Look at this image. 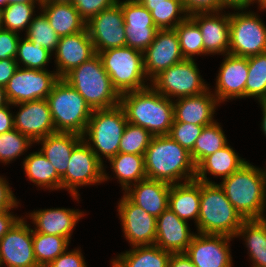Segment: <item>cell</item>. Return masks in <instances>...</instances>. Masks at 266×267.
<instances>
[{"label":"cell","instance_id":"6da1fadb","mask_svg":"<svg viewBox=\"0 0 266 267\" xmlns=\"http://www.w3.org/2000/svg\"><path fill=\"white\" fill-rule=\"evenodd\" d=\"M144 162L149 179L171 185L195 180L196 165L190 152L169 135L153 136L144 153Z\"/></svg>","mask_w":266,"mask_h":267},{"label":"cell","instance_id":"7a4b0ae2","mask_svg":"<svg viewBox=\"0 0 266 267\" xmlns=\"http://www.w3.org/2000/svg\"><path fill=\"white\" fill-rule=\"evenodd\" d=\"M119 105L128 123L145 128L153 136L169 135L174 121L173 100L157 92L151 85L121 94Z\"/></svg>","mask_w":266,"mask_h":267},{"label":"cell","instance_id":"3957f363","mask_svg":"<svg viewBox=\"0 0 266 267\" xmlns=\"http://www.w3.org/2000/svg\"><path fill=\"white\" fill-rule=\"evenodd\" d=\"M264 170L247 161L219 183L244 220L263 219L266 216V169Z\"/></svg>","mask_w":266,"mask_h":267},{"label":"cell","instance_id":"277c9868","mask_svg":"<svg viewBox=\"0 0 266 267\" xmlns=\"http://www.w3.org/2000/svg\"><path fill=\"white\" fill-rule=\"evenodd\" d=\"M62 79L78 91L92 110L109 109L120 104V94L113 87L98 53Z\"/></svg>","mask_w":266,"mask_h":267},{"label":"cell","instance_id":"5b68a950","mask_svg":"<svg viewBox=\"0 0 266 267\" xmlns=\"http://www.w3.org/2000/svg\"><path fill=\"white\" fill-rule=\"evenodd\" d=\"M243 221L219 184L200 181L198 233L235 238Z\"/></svg>","mask_w":266,"mask_h":267},{"label":"cell","instance_id":"8992f818","mask_svg":"<svg viewBox=\"0 0 266 267\" xmlns=\"http://www.w3.org/2000/svg\"><path fill=\"white\" fill-rule=\"evenodd\" d=\"M46 100L56 132L84 135L93 110L76 89L60 78Z\"/></svg>","mask_w":266,"mask_h":267},{"label":"cell","instance_id":"52a82bcc","mask_svg":"<svg viewBox=\"0 0 266 267\" xmlns=\"http://www.w3.org/2000/svg\"><path fill=\"white\" fill-rule=\"evenodd\" d=\"M127 123L120 105L109 109H95L88 121L83 140L103 163V157L109 160L119 153L120 140Z\"/></svg>","mask_w":266,"mask_h":267},{"label":"cell","instance_id":"ba28073f","mask_svg":"<svg viewBox=\"0 0 266 267\" xmlns=\"http://www.w3.org/2000/svg\"><path fill=\"white\" fill-rule=\"evenodd\" d=\"M98 55L120 95L150 86L145 84L149 79L144 69L143 52L124 46L98 52Z\"/></svg>","mask_w":266,"mask_h":267},{"label":"cell","instance_id":"9c48e42d","mask_svg":"<svg viewBox=\"0 0 266 267\" xmlns=\"http://www.w3.org/2000/svg\"><path fill=\"white\" fill-rule=\"evenodd\" d=\"M243 11L230 13L228 54L249 57L265 53L266 26L263 20L254 12Z\"/></svg>","mask_w":266,"mask_h":267},{"label":"cell","instance_id":"30bf717a","mask_svg":"<svg viewBox=\"0 0 266 267\" xmlns=\"http://www.w3.org/2000/svg\"><path fill=\"white\" fill-rule=\"evenodd\" d=\"M102 163L82 139L72 150L65 175L61 178V189H67L77 201L78 187L95 185L110 179Z\"/></svg>","mask_w":266,"mask_h":267},{"label":"cell","instance_id":"8fae6325","mask_svg":"<svg viewBox=\"0 0 266 267\" xmlns=\"http://www.w3.org/2000/svg\"><path fill=\"white\" fill-rule=\"evenodd\" d=\"M150 83L157 92L171 100L198 95L210 89L202 79L194 59H184L170 66L156 75Z\"/></svg>","mask_w":266,"mask_h":267},{"label":"cell","instance_id":"7c38bea8","mask_svg":"<svg viewBox=\"0 0 266 267\" xmlns=\"http://www.w3.org/2000/svg\"><path fill=\"white\" fill-rule=\"evenodd\" d=\"M18 67L5 86L10 104L46 99L54 84L60 79L56 71Z\"/></svg>","mask_w":266,"mask_h":267},{"label":"cell","instance_id":"4fadbf2b","mask_svg":"<svg viewBox=\"0 0 266 267\" xmlns=\"http://www.w3.org/2000/svg\"><path fill=\"white\" fill-rule=\"evenodd\" d=\"M86 28L96 53L110 48L126 46L121 1L118 0L112 7L102 10L92 17L86 22Z\"/></svg>","mask_w":266,"mask_h":267},{"label":"cell","instance_id":"5bb4252c","mask_svg":"<svg viewBox=\"0 0 266 267\" xmlns=\"http://www.w3.org/2000/svg\"><path fill=\"white\" fill-rule=\"evenodd\" d=\"M20 217L0 240V267H39L33 249V229Z\"/></svg>","mask_w":266,"mask_h":267},{"label":"cell","instance_id":"9a60e30c","mask_svg":"<svg viewBox=\"0 0 266 267\" xmlns=\"http://www.w3.org/2000/svg\"><path fill=\"white\" fill-rule=\"evenodd\" d=\"M117 208L124 237L131 247L155 244L156 217L134 204L125 194Z\"/></svg>","mask_w":266,"mask_h":267},{"label":"cell","instance_id":"2e32d148","mask_svg":"<svg viewBox=\"0 0 266 267\" xmlns=\"http://www.w3.org/2000/svg\"><path fill=\"white\" fill-rule=\"evenodd\" d=\"M233 237L197 233L184 252L196 267H232L230 241Z\"/></svg>","mask_w":266,"mask_h":267},{"label":"cell","instance_id":"e0dca14e","mask_svg":"<svg viewBox=\"0 0 266 267\" xmlns=\"http://www.w3.org/2000/svg\"><path fill=\"white\" fill-rule=\"evenodd\" d=\"M124 16L126 46L144 52L159 30L150 11L138 0L121 1Z\"/></svg>","mask_w":266,"mask_h":267},{"label":"cell","instance_id":"ac0fdd59","mask_svg":"<svg viewBox=\"0 0 266 267\" xmlns=\"http://www.w3.org/2000/svg\"><path fill=\"white\" fill-rule=\"evenodd\" d=\"M145 73L151 81L161 71L184 60L175 29L158 30L154 41L143 52Z\"/></svg>","mask_w":266,"mask_h":267},{"label":"cell","instance_id":"d6986e66","mask_svg":"<svg viewBox=\"0 0 266 267\" xmlns=\"http://www.w3.org/2000/svg\"><path fill=\"white\" fill-rule=\"evenodd\" d=\"M12 106H20L17 115L14 116V128L29 137L34 143L56 133L46 99L13 104Z\"/></svg>","mask_w":266,"mask_h":267},{"label":"cell","instance_id":"ffe728a7","mask_svg":"<svg viewBox=\"0 0 266 267\" xmlns=\"http://www.w3.org/2000/svg\"><path fill=\"white\" fill-rule=\"evenodd\" d=\"M216 77L214 95L219 103L229 99L245 98V84L248 77V57L224 55ZM228 99V100H227Z\"/></svg>","mask_w":266,"mask_h":267},{"label":"cell","instance_id":"44dd1931","mask_svg":"<svg viewBox=\"0 0 266 267\" xmlns=\"http://www.w3.org/2000/svg\"><path fill=\"white\" fill-rule=\"evenodd\" d=\"M55 53L56 74L63 78L72 69L93 57L96 52L87 28L59 38Z\"/></svg>","mask_w":266,"mask_h":267},{"label":"cell","instance_id":"7402d4cb","mask_svg":"<svg viewBox=\"0 0 266 267\" xmlns=\"http://www.w3.org/2000/svg\"><path fill=\"white\" fill-rule=\"evenodd\" d=\"M190 17L197 23L202 34L204 55L228 54L230 13H194Z\"/></svg>","mask_w":266,"mask_h":267},{"label":"cell","instance_id":"603a6c76","mask_svg":"<svg viewBox=\"0 0 266 267\" xmlns=\"http://www.w3.org/2000/svg\"><path fill=\"white\" fill-rule=\"evenodd\" d=\"M194 235L188 223L168 207L157 217L154 245L171 254L184 253Z\"/></svg>","mask_w":266,"mask_h":267},{"label":"cell","instance_id":"cb8c5ba5","mask_svg":"<svg viewBox=\"0 0 266 267\" xmlns=\"http://www.w3.org/2000/svg\"><path fill=\"white\" fill-rule=\"evenodd\" d=\"M209 89L198 95L173 100L174 121L208 126L213 124L214 113L219 104L216 96Z\"/></svg>","mask_w":266,"mask_h":267},{"label":"cell","instance_id":"d4e9b609","mask_svg":"<svg viewBox=\"0 0 266 267\" xmlns=\"http://www.w3.org/2000/svg\"><path fill=\"white\" fill-rule=\"evenodd\" d=\"M170 187L169 183L146 178L131 185L123 194L157 218L168 208Z\"/></svg>","mask_w":266,"mask_h":267},{"label":"cell","instance_id":"484cf974","mask_svg":"<svg viewBox=\"0 0 266 267\" xmlns=\"http://www.w3.org/2000/svg\"><path fill=\"white\" fill-rule=\"evenodd\" d=\"M28 215L36 226L33 229L35 232L63 236L70 241L73 229L84 212L78 209L50 208L35 210Z\"/></svg>","mask_w":266,"mask_h":267},{"label":"cell","instance_id":"4316f807","mask_svg":"<svg viewBox=\"0 0 266 267\" xmlns=\"http://www.w3.org/2000/svg\"><path fill=\"white\" fill-rule=\"evenodd\" d=\"M39 7L59 37L73 35L86 28V22L72 1L42 0Z\"/></svg>","mask_w":266,"mask_h":267},{"label":"cell","instance_id":"83f0119b","mask_svg":"<svg viewBox=\"0 0 266 267\" xmlns=\"http://www.w3.org/2000/svg\"><path fill=\"white\" fill-rule=\"evenodd\" d=\"M83 139L76 133L56 132L38 140L41 143L40 152L50 161L62 178L68 168V163L74 147Z\"/></svg>","mask_w":266,"mask_h":267},{"label":"cell","instance_id":"f1b7e54d","mask_svg":"<svg viewBox=\"0 0 266 267\" xmlns=\"http://www.w3.org/2000/svg\"><path fill=\"white\" fill-rule=\"evenodd\" d=\"M247 161L241 158L233 148L227 144L217 152L205 157L196 166L195 180L205 183H215L207 179L208 174L221 177L222 180L237 171Z\"/></svg>","mask_w":266,"mask_h":267},{"label":"cell","instance_id":"f546056e","mask_svg":"<svg viewBox=\"0 0 266 267\" xmlns=\"http://www.w3.org/2000/svg\"><path fill=\"white\" fill-rule=\"evenodd\" d=\"M168 207L182 220L198 222L200 212V181L172 184Z\"/></svg>","mask_w":266,"mask_h":267},{"label":"cell","instance_id":"4dcf8cb0","mask_svg":"<svg viewBox=\"0 0 266 267\" xmlns=\"http://www.w3.org/2000/svg\"><path fill=\"white\" fill-rule=\"evenodd\" d=\"M112 259V267H168L171 256L156 245L133 246Z\"/></svg>","mask_w":266,"mask_h":267},{"label":"cell","instance_id":"1f68e13d","mask_svg":"<svg viewBox=\"0 0 266 267\" xmlns=\"http://www.w3.org/2000/svg\"><path fill=\"white\" fill-rule=\"evenodd\" d=\"M244 238L251 258V267H266V220H244L237 231L236 238Z\"/></svg>","mask_w":266,"mask_h":267},{"label":"cell","instance_id":"d6a6232c","mask_svg":"<svg viewBox=\"0 0 266 267\" xmlns=\"http://www.w3.org/2000/svg\"><path fill=\"white\" fill-rule=\"evenodd\" d=\"M23 170L28 179L40 188L43 187L52 191L61 189V177L40 151L25 156Z\"/></svg>","mask_w":266,"mask_h":267},{"label":"cell","instance_id":"836d02e7","mask_svg":"<svg viewBox=\"0 0 266 267\" xmlns=\"http://www.w3.org/2000/svg\"><path fill=\"white\" fill-rule=\"evenodd\" d=\"M108 161L124 191L131 185L147 178L144 155L118 153Z\"/></svg>","mask_w":266,"mask_h":267},{"label":"cell","instance_id":"e575fe53","mask_svg":"<svg viewBox=\"0 0 266 267\" xmlns=\"http://www.w3.org/2000/svg\"><path fill=\"white\" fill-rule=\"evenodd\" d=\"M220 126L215 121L213 124L202 129L200 136L196 139L193 150L190 152L196 166L205 157L217 152L228 144L227 137Z\"/></svg>","mask_w":266,"mask_h":267},{"label":"cell","instance_id":"d590c367","mask_svg":"<svg viewBox=\"0 0 266 267\" xmlns=\"http://www.w3.org/2000/svg\"><path fill=\"white\" fill-rule=\"evenodd\" d=\"M69 240L63 236L48 235L33 230V249L38 266H47L67 251Z\"/></svg>","mask_w":266,"mask_h":267},{"label":"cell","instance_id":"8d00e7d4","mask_svg":"<svg viewBox=\"0 0 266 267\" xmlns=\"http://www.w3.org/2000/svg\"><path fill=\"white\" fill-rule=\"evenodd\" d=\"M142 5L150 11L153 22L159 30L174 29L189 16L184 9L182 0H169V3Z\"/></svg>","mask_w":266,"mask_h":267},{"label":"cell","instance_id":"74e56055","mask_svg":"<svg viewBox=\"0 0 266 267\" xmlns=\"http://www.w3.org/2000/svg\"><path fill=\"white\" fill-rule=\"evenodd\" d=\"M246 97L255 98L258 102L266 101V52L248 57Z\"/></svg>","mask_w":266,"mask_h":267},{"label":"cell","instance_id":"f35d334b","mask_svg":"<svg viewBox=\"0 0 266 267\" xmlns=\"http://www.w3.org/2000/svg\"><path fill=\"white\" fill-rule=\"evenodd\" d=\"M174 29L178 34L180 51L184 59L193 60L194 55H204L202 34L197 23L190 16Z\"/></svg>","mask_w":266,"mask_h":267},{"label":"cell","instance_id":"ab89813d","mask_svg":"<svg viewBox=\"0 0 266 267\" xmlns=\"http://www.w3.org/2000/svg\"><path fill=\"white\" fill-rule=\"evenodd\" d=\"M41 3H15L2 9L3 29L18 33L28 29L33 20L35 5Z\"/></svg>","mask_w":266,"mask_h":267},{"label":"cell","instance_id":"60d3db41","mask_svg":"<svg viewBox=\"0 0 266 267\" xmlns=\"http://www.w3.org/2000/svg\"><path fill=\"white\" fill-rule=\"evenodd\" d=\"M20 38L15 60L23 64L24 68L46 70L45 65L49 63L52 52L42 47L41 44H33L26 37Z\"/></svg>","mask_w":266,"mask_h":267},{"label":"cell","instance_id":"b9f144b4","mask_svg":"<svg viewBox=\"0 0 266 267\" xmlns=\"http://www.w3.org/2000/svg\"><path fill=\"white\" fill-rule=\"evenodd\" d=\"M35 16L28 26L27 31H25L26 38L31 40L33 44H41L43 48L53 54V51H56L60 37L50 26L47 17L42 11L39 15Z\"/></svg>","mask_w":266,"mask_h":267},{"label":"cell","instance_id":"7bdbcfd3","mask_svg":"<svg viewBox=\"0 0 266 267\" xmlns=\"http://www.w3.org/2000/svg\"><path fill=\"white\" fill-rule=\"evenodd\" d=\"M34 142L15 128L0 134V162L8 164L28 150Z\"/></svg>","mask_w":266,"mask_h":267},{"label":"cell","instance_id":"ee69618b","mask_svg":"<svg viewBox=\"0 0 266 267\" xmlns=\"http://www.w3.org/2000/svg\"><path fill=\"white\" fill-rule=\"evenodd\" d=\"M153 135L145 128L127 123L120 140L119 153L144 155Z\"/></svg>","mask_w":266,"mask_h":267},{"label":"cell","instance_id":"f6af8a7d","mask_svg":"<svg viewBox=\"0 0 266 267\" xmlns=\"http://www.w3.org/2000/svg\"><path fill=\"white\" fill-rule=\"evenodd\" d=\"M203 128L204 126L202 125L173 122L169 136L180 146L191 152Z\"/></svg>","mask_w":266,"mask_h":267},{"label":"cell","instance_id":"bcb514c9","mask_svg":"<svg viewBox=\"0 0 266 267\" xmlns=\"http://www.w3.org/2000/svg\"><path fill=\"white\" fill-rule=\"evenodd\" d=\"M118 0H72L81 18L88 22L102 10L112 7Z\"/></svg>","mask_w":266,"mask_h":267},{"label":"cell","instance_id":"7dc6e473","mask_svg":"<svg viewBox=\"0 0 266 267\" xmlns=\"http://www.w3.org/2000/svg\"><path fill=\"white\" fill-rule=\"evenodd\" d=\"M19 40L18 33L5 29L0 30V60L16 58Z\"/></svg>","mask_w":266,"mask_h":267},{"label":"cell","instance_id":"c3c4849f","mask_svg":"<svg viewBox=\"0 0 266 267\" xmlns=\"http://www.w3.org/2000/svg\"><path fill=\"white\" fill-rule=\"evenodd\" d=\"M187 15L194 13L222 12L225 9L219 0H182Z\"/></svg>","mask_w":266,"mask_h":267},{"label":"cell","instance_id":"681fc988","mask_svg":"<svg viewBox=\"0 0 266 267\" xmlns=\"http://www.w3.org/2000/svg\"><path fill=\"white\" fill-rule=\"evenodd\" d=\"M48 267H87L83 254L79 249L63 252Z\"/></svg>","mask_w":266,"mask_h":267},{"label":"cell","instance_id":"f907efd6","mask_svg":"<svg viewBox=\"0 0 266 267\" xmlns=\"http://www.w3.org/2000/svg\"><path fill=\"white\" fill-rule=\"evenodd\" d=\"M17 200L5 177L0 176V210L17 208Z\"/></svg>","mask_w":266,"mask_h":267},{"label":"cell","instance_id":"816d5d0a","mask_svg":"<svg viewBox=\"0 0 266 267\" xmlns=\"http://www.w3.org/2000/svg\"><path fill=\"white\" fill-rule=\"evenodd\" d=\"M18 67H20V65L15 59L8 58L0 60V86L5 87L7 85Z\"/></svg>","mask_w":266,"mask_h":267},{"label":"cell","instance_id":"f5cc1de1","mask_svg":"<svg viewBox=\"0 0 266 267\" xmlns=\"http://www.w3.org/2000/svg\"><path fill=\"white\" fill-rule=\"evenodd\" d=\"M10 210L12 209L0 210V240L20 219L13 212L11 213Z\"/></svg>","mask_w":266,"mask_h":267},{"label":"cell","instance_id":"db71d44e","mask_svg":"<svg viewBox=\"0 0 266 267\" xmlns=\"http://www.w3.org/2000/svg\"><path fill=\"white\" fill-rule=\"evenodd\" d=\"M11 105L8 104L0 108V134L14 129V115L9 110Z\"/></svg>","mask_w":266,"mask_h":267},{"label":"cell","instance_id":"11a10c76","mask_svg":"<svg viewBox=\"0 0 266 267\" xmlns=\"http://www.w3.org/2000/svg\"><path fill=\"white\" fill-rule=\"evenodd\" d=\"M168 267H196L185 253L171 254Z\"/></svg>","mask_w":266,"mask_h":267},{"label":"cell","instance_id":"9f6ffc18","mask_svg":"<svg viewBox=\"0 0 266 267\" xmlns=\"http://www.w3.org/2000/svg\"><path fill=\"white\" fill-rule=\"evenodd\" d=\"M220 4L224 8H232L234 10L239 9H248L251 4H253V0H219Z\"/></svg>","mask_w":266,"mask_h":267},{"label":"cell","instance_id":"6f0895ef","mask_svg":"<svg viewBox=\"0 0 266 267\" xmlns=\"http://www.w3.org/2000/svg\"><path fill=\"white\" fill-rule=\"evenodd\" d=\"M260 103V107L262 109V114H263V118H262V122H261V130L263 131L265 137H266V101H262L259 102Z\"/></svg>","mask_w":266,"mask_h":267},{"label":"cell","instance_id":"680465c9","mask_svg":"<svg viewBox=\"0 0 266 267\" xmlns=\"http://www.w3.org/2000/svg\"><path fill=\"white\" fill-rule=\"evenodd\" d=\"M10 104L6 95L5 87L0 86V108Z\"/></svg>","mask_w":266,"mask_h":267},{"label":"cell","instance_id":"91938a15","mask_svg":"<svg viewBox=\"0 0 266 267\" xmlns=\"http://www.w3.org/2000/svg\"><path fill=\"white\" fill-rule=\"evenodd\" d=\"M42 0H7V5L15 3H41Z\"/></svg>","mask_w":266,"mask_h":267},{"label":"cell","instance_id":"94428289","mask_svg":"<svg viewBox=\"0 0 266 267\" xmlns=\"http://www.w3.org/2000/svg\"><path fill=\"white\" fill-rule=\"evenodd\" d=\"M141 4L169 3V0H138Z\"/></svg>","mask_w":266,"mask_h":267},{"label":"cell","instance_id":"6125c7cd","mask_svg":"<svg viewBox=\"0 0 266 267\" xmlns=\"http://www.w3.org/2000/svg\"><path fill=\"white\" fill-rule=\"evenodd\" d=\"M258 3L259 9L260 10H265L266 9V0H253V3Z\"/></svg>","mask_w":266,"mask_h":267},{"label":"cell","instance_id":"be15d7a7","mask_svg":"<svg viewBox=\"0 0 266 267\" xmlns=\"http://www.w3.org/2000/svg\"><path fill=\"white\" fill-rule=\"evenodd\" d=\"M7 6V0H0V9H3Z\"/></svg>","mask_w":266,"mask_h":267},{"label":"cell","instance_id":"e7e4bbea","mask_svg":"<svg viewBox=\"0 0 266 267\" xmlns=\"http://www.w3.org/2000/svg\"><path fill=\"white\" fill-rule=\"evenodd\" d=\"M3 29L2 25V9H0V30Z\"/></svg>","mask_w":266,"mask_h":267}]
</instances>
